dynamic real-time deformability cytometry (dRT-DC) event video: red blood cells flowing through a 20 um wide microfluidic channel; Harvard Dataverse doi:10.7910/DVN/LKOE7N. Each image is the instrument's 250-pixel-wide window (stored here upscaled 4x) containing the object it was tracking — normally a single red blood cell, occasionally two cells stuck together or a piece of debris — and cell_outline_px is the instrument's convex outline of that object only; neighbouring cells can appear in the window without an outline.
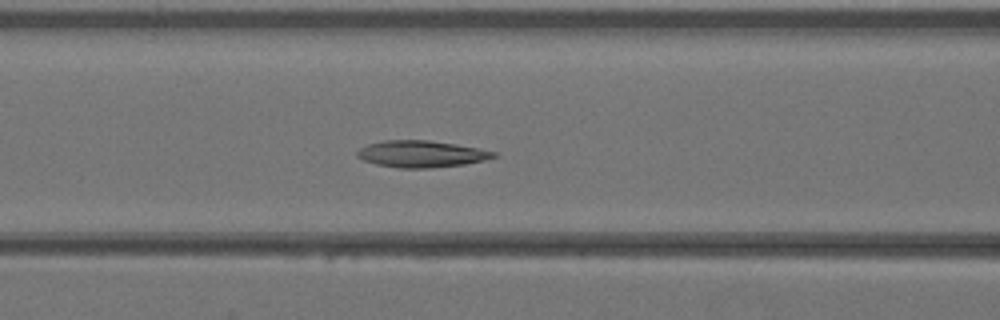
{"species": "Egyptian fruit bat (a non-hibernating species)", "species_latin": "Rousettus aegyptiacus", "temperature_condition": "warm", "stored_images_in_passage": 42, "camera_frame_rate_fps": 3000, "um_per_image_px": 0.085, "animal": {"sex": "female"}, "frame": {"image": 1, "passage_image": 17, "time_ms": 5.333, "image_size_px": [1000, 320], "cell_outline_px": [[496, 156], [484, 160], [464, 164], [432, 168], [400, 168], [376, 164], [364, 160], [356, 156], [356, 152], [360, 148], [368, 144], [384, 140], [428, 140], [456, 144], [496, 152]], "centroid_in_image_um": [35.78, 13.08], "position_along_channel_um": 130.8, "area_um2": 21.1}}
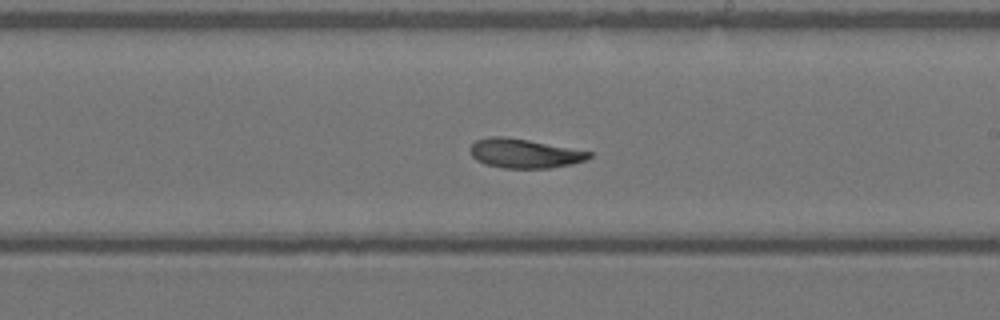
{"frame": {"image": 2, "passage_image": 24, "time_ms": 7.667, "image_size_px": [1000, 320], "cell_outline_px": [[592, 156], [584, 160], [572, 164], [552, 168], [504, 168], [484, 164], [476, 160], [472, 156], [468, 148], [476, 140], [492, 136], [504, 136], [528, 140], [592, 152]], "centroid_in_image_um": [44.53, 13.04], "position_along_channel_um": 244.5, "area_um2": 20.23}}
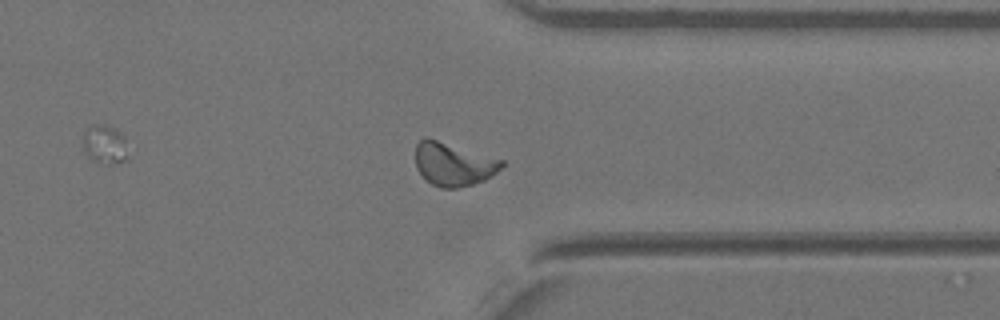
{"frame": {"image": 3, "passage_image": 32, "time_ms": 10.333, "image_size_px": [1000, 320], "cell_outline_px": [[504, 164], [496, 172], [484, 180], [472, 184], [456, 188], [440, 188], [432, 184], [416, 168], [416, 144], [424, 136], [504, 160]], "centroid_in_image_um": [38.53, 13.95], "position_along_channel_um": 372.9, "area_um2": 21.44}}